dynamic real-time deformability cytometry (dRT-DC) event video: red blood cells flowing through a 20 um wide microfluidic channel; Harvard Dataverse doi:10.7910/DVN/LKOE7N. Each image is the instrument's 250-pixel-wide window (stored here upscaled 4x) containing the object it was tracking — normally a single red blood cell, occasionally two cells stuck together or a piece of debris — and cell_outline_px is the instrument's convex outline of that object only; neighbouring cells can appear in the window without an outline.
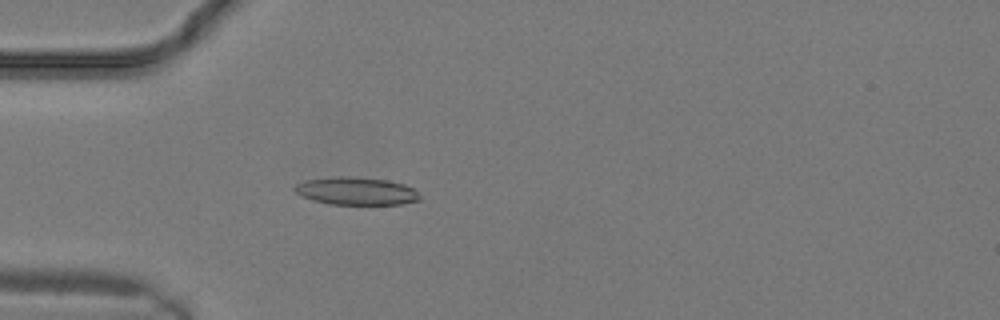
{"species": "common noctule bat (a hibernating species)", "species_latin": "Nyctalus noctula", "temperature_condition": "warm", "stored_images_in_passage": 6, "camera_frame_rate_fps": 3000, "um_per_image_px": 0.085, "animal": {"sex": "male", "body_mass_g": 19.2, "forearm_length_mm": 51.8}, "frame": {"image": 1, "passage_image": 4, "time_ms": 1.0, "image_size_px": [1000, 320], "cell_outline_px": [[420, 200], [400, 204], [332, 204], [300, 196], [292, 188], [296, 184], [304, 180], [336, 176], [348, 176], [384, 180], [404, 184], [412, 188], [420, 196]], "centroid_in_image_um": [30.24, 16.23], "position_along_channel_um": 54.8, "area_um2": 20.0}}
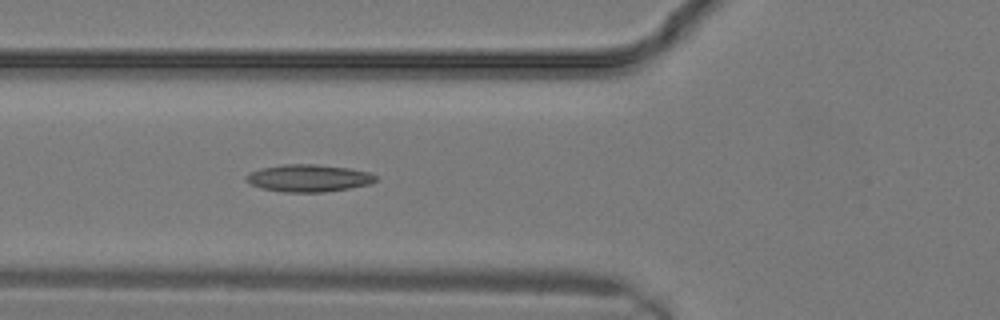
{"frame": {"image": 2, "passage_image": 6, "time_ms": 1.667, "image_size_px": [1000, 320], "cell_outline_px": [[376, 180], [372, 184], [324, 192], [284, 192], [260, 188], [244, 180], [244, 176], [248, 172], [260, 168], [284, 164], [316, 164], [348, 168], [368, 172], [376, 176]], "centroid_in_image_um": [26.18, 15.14], "position_along_channel_um": 99.6, "area_um2": 20.69}}